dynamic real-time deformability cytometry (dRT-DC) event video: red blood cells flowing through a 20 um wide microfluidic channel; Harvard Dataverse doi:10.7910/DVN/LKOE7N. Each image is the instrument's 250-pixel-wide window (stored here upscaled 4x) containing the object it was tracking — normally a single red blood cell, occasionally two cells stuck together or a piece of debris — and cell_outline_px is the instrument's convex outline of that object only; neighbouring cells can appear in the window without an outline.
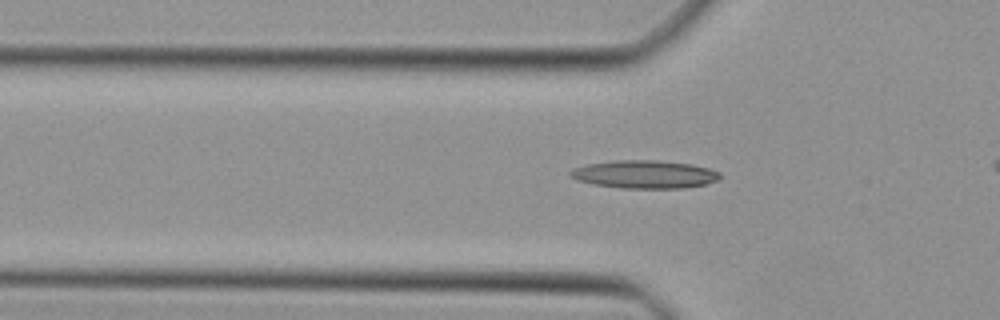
{"species": "Egyptian fruit bat (a non-hibernating species)", "species_latin": "Rousettus aegyptiacus", "temperature_condition": "cold", "stored_images_in_passage": 40, "camera_frame_rate_fps": 3000, "um_per_image_px": 0.085, "animal": {"sex": "female"}, "frame": {"image": 1, "passage_image": 15, "time_ms": 4.667, "image_size_px": [1000, 320], "cell_outline_px": [[720, 180], [704, 184], [684, 188], [620, 188], [592, 184], [576, 180], [568, 176], [568, 172], [572, 168], [588, 164], [616, 160], [656, 160], [688, 164], [708, 168], [720, 172]], "centroid_in_image_um": [54.74, 14.82], "position_along_channel_um": 71.1, "area_um2": 24.51}}
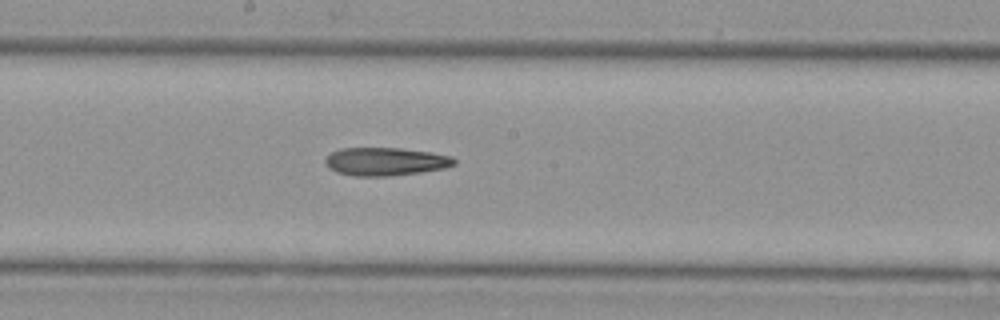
{"frame": {"image": 2, "passage_image": 25, "time_ms": 8.0, "image_size_px": [1000, 320], "cell_outline_px": [[456, 164], [448, 168], [420, 172], [388, 176], [356, 176], [336, 172], [328, 168], [324, 160], [332, 152], [340, 148], [400, 148], [432, 152], [452, 156], [456, 160]], "centroid_in_image_um": [32.8, 13.73], "position_along_channel_um": 215.4, "area_um2": 21.27}}
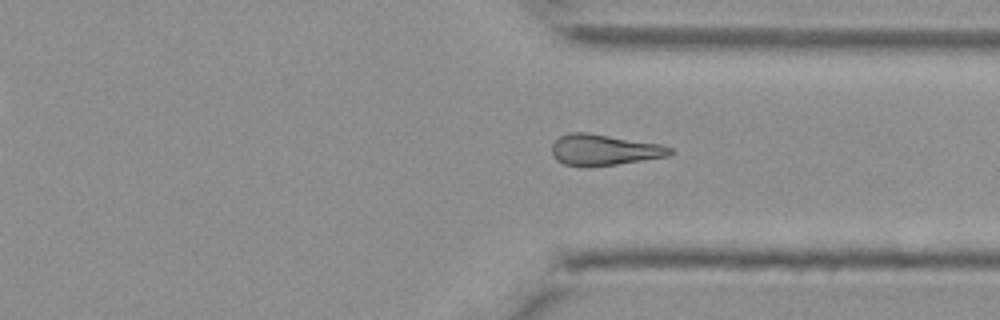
{"frame": {"image": 3, "passage_image": 35, "time_ms": 11.333, "image_size_px": [1000, 320], "cell_outline_px": [[672, 152], [668, 156], [616, 164], [588, 168], [584, 168], [564, 164], [556, 160], [552, 156], [552, 144], [560, 136], [572, 132], [588, 132], [660, 144], [672, 148]], "centroid_in_image_um": [51.29, 12.75], "position_along_channel_um": 360.1, "area_um2": 21.5}}